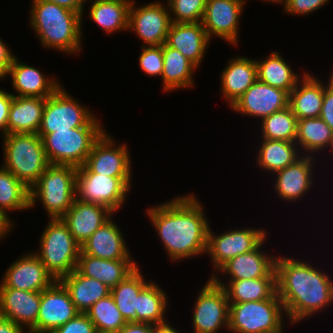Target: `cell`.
Returning <instances> with one entry per match:
<instances>
[{
    "label": "cell",
    "instance_id": "50",
    "mask_svg": "<svg viewBox=\"0 0 333 333\" xmlns=\"http://www.w3.org/2000/svg\"><path fill=\"white\" fill-rule=\"evenodd\" d=\"M46 1L55 3L69 10L76 11L81 15L86 13L84 8L86 4L84 3L83 0H46Z\"/></svg>",
    "mask_w": 333,
    "mask_h": 333
},
{
    "label": "cell",
    "instance_id": "48",
    "mask_svg": "<svg viewBox=\"0 0 333 333\" xmlns=\"http://www.w3.org/2000/svg\"><path fill=\"white\" fill-rule=\"evenodd\" d=\"M0 37V81L7 78L10 66L16 57L9 46ZM4 79V80H3Z\"/></svg>",
    "mask_w": 333,
    "mask_h": 333
},
{
    "label": "cell",
    "instance_id": "53",
    "mask_svg": "<svg viewBox=\"0 0 333 333\" xmlns=\"http://www.w3.org/2000/svg\"><path fill=\"white\" fill-rule=\"evenodd\" d=\"M13 228L14 227L0 215V241L3 239L5 240Z\"/></svg>",
    "mask_w": 333,
    "mask_h": 333
},
{
    "label": "cell",
    "instance_id": "41",
    "mask_svg": "<svg viewBox=\"0 0 333 333\" xmlns=\"http://www.w3.org/2000/svg\"><path fill=\"white\" fill-rule=\"evenodd\" d=\"M98 333H117L126 325L111 294L98 300L85 313Z\"/></svg>",
    "mask_w": 333,
    "mask_h": 333
},
{
    "label": "cell",
    "instance_id": "45",
    "mask_svg": "<svg viewBox=\"0 0 333 333\" xmlns=\"http://www.w3.org/2000/svg\"><path fill=\"white\" fill-rule=\"evenodd\" d=\"M52 333H98L93 322L85 313H79L66 324L55 329Z\"/></svg>",
    "mask_w": 333,
    "mask_h": 333
},
{
    "label": "cell",
    "instance_id": "51",
    "mask_svg": "<svg viewBox=\"0 0 333 333\" xmlns=\"http://www.w3.org/2000/svg\"><path fill=\"white\" fill-rule=\"evenodd\" d=\"M0 333H29L10 319L0 316Z\"/></svg>",
    "mask_w": 333,
    "mask_h": 333
},
{
    "label": "cell",
    "instance_id": "3",
    "mask_svg": "<svg viewBox=\"0 0 333 333\" xmlns=\"http://www.w3.org/2000/svg\"><path fill=\"white\" fill-rule=\"evenodd\" d=\"M28 13L30 29L36 33L42 47L65 55L83 50L82 19L85 15L46 0H32Z\"/></svg>",
    "mask_w": 333,
    "mask_h": 333
},
{
    "label": "cell",
    "instance_id": "19",
    "mask_svg": "<svg viewBox=\"0 0 333 333\" xmlns=\"http://www.w3.org/2000/svg\"><path fill=\"white\" fill-rule=\"evenodd\" d=\"M317 157L302 155L293 164L274 173V192L277 197L291 203L302 200L314 185V166ZM316 159V160H315ZM276 175V176H275Z\"/></svg>",
    "mask_w": 333,
    "mask_h": 333
},
{
    "label": "cell",
    "instance_id": "47",
    "mask_svg": "<svg viewBox=\"0 0 333 333\" xmlns=\"http://www.w3.org/2000/svg\"><path fill=\"white\" fill-rule=\"evenodd\" d=\"M12 99V93L0 88V131L2 136L7 134V123Z\"/></svg>",
    "mask_w": 333,
    "mask_h": 333
},
{
    "label": "cell",
    "instance_id": "12",
    "mask_svg": "<svg viewBox=\"0 0 333 333\" xmlns=\"http://www.w3.org/2000/svg\"><path fill=\"white\" fill-rule=\"evenodd\" d=\"M268 235L264 227L256 229L254 226L243 229L232 227L217 235L209 226L206 254L215 270L210 278L230 259L254 250Z\"/></svg>",
    "mask_w": 333,
    "mask_h": 333
},
{
    "label": "cell",
    "instance_id": "39",
    "mask_svg": "<svg viewBox=\"0 0 333 333\" xmlns=\"http://www.w3.org/2000/svg\"><path fill=\"white\" fill-rule=\"evenodd\" d=\"M150 281L137 267L123 281L111 288V295L126 322H136L137 296Z\"/></svg>",
    "mask_w": 333,
    "mask_h": 333
},
{
    "label": "cell",
    "instance_id": "54",
    "mask_svg": "<svg viewBox=\"0 0 333 333\" xmlns=\"http://www.w3.org/2000/svg\"><path fill=\"white\" fill-rule=\"evenodd\" d=\"M261 1H263V3H264V2H266V3L269 2V3H271V4H272V3H273V4H275V3H276V4H282L285 0H261Z\"/></svg>",
    "mask_w": 333,
    "mask_h": 333
},
{
    "label": "cell",
    "instance_id": "35",
    "mask_svg": "<svg viewBox=\"0 0 333 333\" xmlns=\"http://www.w3.org/2000/svg\"><path fill=\"white\" fill-rule=\"evenodd\" d=\"M88 16L106 34L128 32L129 10L132 0H93Z\"/></svg>",
    "mask_w": 333,
    "mask_h": 333
},
{
    "label": "cell",
    "instance_id": "15",
    "mask_svg": "<svg viewBox=\"0 0 333 333\" xmlns=\"http://www.w3.org/2000/svg\"><path fill=\"white\" fill-rule=\"evenodd\" d=\"M104 132L93 144L85 166L92 172L110 177H133L132 160L127 143L117 145L116 139Z\"/></svg>",
    "mask_w": 333,
    "mask_h": 333
},
{
    "label": "cell",
    "instance_id": "26",
    "mask_svg": "<svg viewBox=\"0 0 333 333\" xmlns=\"http://www.w3.org/2000/svg\"><path fill=\"white\" fill-rule=\"evenodd\" d=\"M227 62L220 73V93L230 107L257 80V66L255 59L241 55Z\"/></svg>",
    "mask_w": 333,
    "mask_h": 333
},
{
    "label": "cell",
    "instance_id": "34",
    "mask_svg": "<svg viewBox=\"0 0 333 333\" xmlns=\"http://www.w3.org/2000/svg\"><path fill=\"white\" fill-rule=\"evenodd\" d=\"M59 281L68 290L72 302L80 313H86L93 304L111 293L107 285L80 274L76 269Z\"/></svg>",
    "mask_w": 333,
    "mask_h": 333
},
{
    "label": "cell",
    "instance_id": "31",
    "mask_svg": "<svg viewBox=\"0 0 333 333\" xmlns=\"http://www.w3.org/2000/svg\"><path fill=\"white\" fill-rule=\"evenodd\" d=\"M220 274L211 278L220 286H223L229 303H244L249 301H261L270 299L276 292V277H262L257 279L221 280Z\"/></svg>",
    "mask_w": 333,
    "mask_h": 333
},
{
    "label": "cell",
    "instance_id": "46",
    "mask_svg": "<svg viewBox=\"0 0 333 333\" xmlns=\"http://www.w3.org/2000/svg\"><path fill=\"white\" fill-rule=\"evenodd\" d=\"M329 80L324 83V98L320 112V118L331 128L333 132V69Z\"/></svg>",
    "mask_w": 333,
    "mask_h": 333
},
{
    "label": "cell",
    "instance_id": "40",
    "mask_svg": "<svg viewBox=\"0 0 333 333\" xmlns=\"http://www.w3.org/2000/svg\"><path fill=\"white\" fill-rule=\"evenodd\" d=\"M297 117L289 106L264 117L261 122V138L295 142L297 135Z\"/></svg>",
    "mask_w": 333,
    "mask_h": 333
},
{
    "label": "cell",
    "instance_id": "30",
    "mask_svg": "<svg viewBox=\"0 0 333 333\" xmlns=\"http://www.w3.org/2000/svg\"><path fill=\"white\" fill-rule=\"evenodd\" d=\"M46 98L13 96L9 109L7 134L38 133Z\"/></svg>",
    "mask_w": 333,
    "mask_h": 333
},
{
    "label": "cell",
    "instance_id": "27",
    "mask_svg": "<svg viewBox=\"0 0 333 333\" xmlns=\"http://www.w3.org/2000/svg\"><path fill=\"white\" fill-rule=\"evenodd\" d=\"M138 266L134 259H100L81 251L76 270L84 276L97 279L111 289L123 281Z\"/></svg>",
    "mask_w": 333,
    "mask_h": 333
},
{
    "label": "cell",
    "instance_id": "1",
    "mask_svg": "<svg viewBox=\"0 0 333 333\" xmlns=\"http://www.w3.org/2000/svg\"><path fill=\"white\" fill-rule=\"evenodd\" d=\"M197 197L194 193L180 194L146 210L171 262L206 254L210 222Z\"/></svg>",
    "mask_w": 333,
    "mask_h": 333
},
{
    "label": "cell",
    "instance_id": "6",
    "mask_svg": "<svg viewBox=\"0 0 333 333\" xmlns=\"http://www.w3.org/2000/svg\"><path fill=\"white\" fill-rule=\"evenodd\" d=\"M77 168L50 165L30 189V209L41 203L48 219L61 218L76 198Z\"/></svg>",
    "mask_w": 333,
    "mask_h": 333
},
{
    "label": "cell",
    "instance_id": "52",
    "mask_svg": "<svg viewBox=\"0 0 333 333\" xmlns=\"http://www.w3.org/2000/svg\"><path fill=\"white\" fill-rule=\"evenodd\" d=\"M152 333H181L177 328L171 325V323L167 320L163 323L153 324Z\"/></svg>",
    "mask_w": 333,
    "mask_h": 333
},
{
    "label": "cell",
    "instance_id": "55",
    "mask_svg": "<svg viewBox=\"0 0 333 333\" xmlns=\"http://www.w3.org/2000/svg\"><path fill=\"white\" fill-rule=\"evenodd\" d=\"M83 1H84L85 4H87L88 0H83ZM90 1H93V0H89L88 2H90Z\"/></svg>",
    "mask_w": 333,
    "mask_h": 333
},
{
    "label": "cell",
    "instance_id": "44",
    "mask_svg": "<svg viewBox=\"0 0 333 333\" xmlns=\"http://www.w3.org/2000/svg\"><path fill=\"white\" fill-rule=\"evenodd\" d=\"M330 0H285L283 8L284 14L290 15H299V16H308L311 15L314 11L322 9L324 5H327Z\"/></svg>",
    "mask_w": 333,
    "mask_h": 333
},
{
    "label": "cell",
    "instance_id": "2",
    "mask_svg": "<svg viewBox=\"0 0 333 333\" xmlns=\"http://www.w3.org/2000/svg\"><path fill=\"white\" fill-rule=\"evenodd\" d=\"M275 269L277 294L289 324L295 326L333 306V278L319 265L289 255H278Z\"/></svg>",
    "mask_w": 333,
    "mask_h": 333
},
{
    "label": "cell",
    "instance_id": "43",
    "mask_svg": "<svg viewBox=\"0 0 333 333\" xmlns=\"http://www.w3.org/2000/svg\"><path fill=\"white\" fill-rule=\"evenodd\" d=\"M138 61L140 69L149 77H161L163 72V45L141 46Z\"/></svg>",
    "mask_w": 333,
    "mask_h": 333
},
{
    "label": "cell",
    "instance_id": "13",
    "mask_svg": "<svg viewBox=\"0 0 333 333\" xmlns=\"http://www.w3.org/2000/svg\"><path fill=\"white\" fill-rule=\"evenodd\" d=\"M132 0L129 10L128 30L143 43L141 46H159L166 43L171 25L168 4L152 1L141 6Z\"/></svg>",
    "mask_w": 333,
    "mask_h": 333
},
{
    "label": "cell",
    "instance_id": "33",
    "mask_svg": "<svg viewBox=\"0 0 333 333\" xmlns=\"http://www.w3.org/2000/svg\"><path fill=\"white\" fill-rule=\"evenodd\" d=\"M295 142L303 155L316 157L319 153L322 154L324 149L328 152L327 150L331 148L333 157V132L320 117L297 120Z\"/></svg>",
    "mask_w": 333,
    "mask_h": 333
},
{
    "label": "cell",
    "instance_id": "37",
    "mask_svg": "<svg viewBox=\"0 0 333 333\" xmlns=\"http://www.w3.org/2000/svg\"><path fill=\"white\" fill-rule=\"evenodd\" d=\"M29 193L30 189L18 178L3 166L0 167V215L12 226L15 223L9 212L30 210Z\"/></svg>",
    "mask_w": 333,
    "mask_h": 333
},
{
    "label": "cell",
    "instance_id": "16",
    "mask_svg": "<svg viewBox=\"0 0 333 333\" xmlns=\"http://www.w3.org/2000/svg\"><path fill=\"white\" fill-rule=\"evenodd\" d=\"M79 313L68 290L59 280H56L41 292L37 322L28 332L52 333Z\"/></svg>",
    "mask_w": 333,
    "mask_h": 333
},
{
    "label": "cell",
    "instance_id": "22",
    "mask_svg": "<svg viewBox=\"0 0 333 333\" xmlns=\"http://www.w3.org/2000/svg\"><path fill=\"white\" fill-rule=\"evenodd\" d=\"M210 43L202 22H172L166 40L169 47L178 50L197 68L201 66Z\"/></svg>",
    "mask_w": 333,
    "mask_h": 333
},
{
    "label": "cell",
    "instance_id": "4",
    "mask_svg": "<svg viewBox=\"0 0 333 333\" xmlns=\"http://www.w3.org/2000/svg\"><path fill=\"white\" fill-rule=\"evenodd\" d=\"M1 138L2 166L31 189L50 166L42 138L36 133H11Z\"/></svg>",
    "mask_w": 333,
    "mask_h": 333
},
{
    "label": "cell",
    "instance_id": "49",
    "mask_svg": "<svg viewBox=\"0 0 333 333\" xmlns=\"http://www.w3.org/2000/svg\"><path fill=\"white\" fill-rule=\"evenodd\" d=\"M153 324L141 322H127L117 333H152Z\"/></svg>",
    "mask_w": 333,
    "mask_h": 333
},
{
    "label": "cell",
    "instance_id": "23",
    "mask_svg": "<svg viewBox=\"0 0 333 333\" xmlns=\"http://www.w3.org/2000/svg\"><path fill=\"white\" fill-rule=\"evenodd\" d=\"M114 214L106 207L74 199L61 217L80 246Z\"/></svg>",
    "mask_w": 333,
    "mask_h": 333
},
{
    "label": "cell",
    "instance_id": "21",
    "mask_svg": "<svg viewBox=\"0 0 333 333\" xmlns=\"http://www.w3.org/2000/svg\"><path fill=\"white\" fill-rule=\"evenodd\" d=\"M20 61L17 56L14 58L7 75L15 92L13 96L47 98L62 85L57 78Z\"/></svg>",
    "mask_w": 333,
    "mask_h": 333
},
{
    "label": "cell",
    "instance_id": "29",
    "mask_svg": "<svg viewBox=\"0 0 333 333\" xmlns=\"http://www.w3.org/2000/svg\"><path fill=\"white\" fill-rule=\"evenodd\" d=\"M197 67L178 50L163 44V92L178 91L195 87L194 72Z\"/></svg>",
    "mask_w": 333,
    "mask_h": 333
},
{
    "label": "cell",
    "instance_id": "42",
    "mask_svg": "<svg viewBox=\"0 0 333 333\" xmlns=\"http://www.w3.org/2000/svg\"><path fill=\"white\" fill-rule=\"evenodd\" d=\"M171 22H202L207 0H166Z\"/></svg>",
    "mask_w": 333,
    "mask_h": 333
},
{
    "label": "cell",
    "instance_id": "28",
    "mask_svg": "<svg viewBox=\"0 0 333 333\" xmlns=\"http://www.w3.org/2000/svg\"><path fill=\"white\" fill-rule=\"evenodd\" d=\"M324 98V81L309 72L297 82L289 93L288 106L298 120L318 118Z\"/></svg>",
    "mask_w": 333,
    "mask_h": 333
},
{
    "label": "cell",
    "instance_id": "18",
    "mask_svg": "<svg viewBox=\"0 0 333 333\" xmlns=\"http://www.w3.org/2000/svg\"><path fill=\"white\" fill-rule=\"evenodd\" d=\"M55 281L42 261L31 250L8 266L0 280V288L42 292Z\"/></svg>",
    "mask_w": 333,
    "mask_h": 333
},
{
    "label": "cell",
    "instance_id": "17",
    "mask_svg": "<svg viewBox=\"0 0 333 333\" xmlns=\"http://www.w3.org/2000/svg\"><path fill=\"white\" fill-rule=\"evenodd\" d=\"M289 94L258 79L229 107L242 116L258 118L270 116L288 106Z\"/></svg>",
    "mask_w": 333,
    "mask_h": 333
},
{
    "label": "cell",
    "instance_id": "25",
    "mask_svg": "<svg viewBox=\"0 0 333 333\" xmlns=\"http://www.w3.org/2000/svg\"><path fill=\"white\" fill-rule=\"evenodd\" d=\"M113 219L106 221L81 245L84 254L108 260L133 259L124 234Z\"/></svg>",
    "mask_w": 333,
    "mask_h": 333
},
{
    "label": "cell",
    "instance_id": "8",
    "mask_svg": "<svg viewBox=\"0 0 333 333\" xmlns=\"http://www.w3.org/2000/svg\"><path fill=\"white\" fill-rule=\"evenodd\" d=\"M286 318L277 292L261 301L229 303V333H284Z\"/></svg>",
    "mask_w": 333,
    "mask_h": 333
},
{
    "label": "cell",
    "instance_id": "7",
    "mask_svg": "<svg viewBox=\"0 0 333 333\" xmlns=\"http://www.w3.org/2000/svg\"><path fill=\"white\" fill-rule=\"evenodd\" d=\"M49 220L39 238V249L33 252L53 278L60 280L76 269L81 246L61 218Z\"/></svg>",
    "mask_w": 333,
    "mask_h": 333
},
{
    "label": "cell",
    "instance_id": "5",
    "mask_svg": "<svg viewBox=\"0 0 333 333\" xmlns=\"http://www.w3.org/2000/svg\"><path fill=\"white\" fill-rule=\"evenodd\" d=\"M104 128L95 114L83 127L45 134L42 141L50 165H84L93 144L107 131Z\"/></svg>",
    "mask_w": 333,
    "mask_h": 333
},
{
    "label": "cell",
    "instance_id": "24",
    "mask_svg": "<svg viewBox=\"0 0 333 333\" xmlns=\"http://www.w3.org/2000/svg\"><path fill=\"white\" fill-rule=\"evenodd\" d=\"M41 292L0 288V316L29 331L37 322Z\"/></svg>",
    "mask_w": 333,
    "mask_h": 333
},
{
    "label": "cell",
    "instance_id": "14",
    "mask_svg": "<svg viewBox=\"0 0 333 333\" xmlns=\"http://www.w3.org/2000/svg\"><path fill=\"white\" fill-rule=\"evenodd\" d=\"M245 4L246 0H207L202 25L209 39L216 36L238 46L239 23Z\"/></svg>",
    "mask_w": 333,
    "mask_h": 333
},
{
    "label": "cell",
    "instance_id": "32",
    "mask_svg": "<svg viewBox=\"0 0 333 333\" xmlns=\"http://www.w3.org/2000/svg\"><path fill=\"white\" fill-rule=\"evenodd\" d=\"M279 51H272L263 60L256 59L257 79L272 87L282 89L288 94L296 87L297 82L304 76L292 69Z\"/></svg>",
    "mask_w": 333,
    "mask_h": 333
},
{
    "label": "cell",
    "instance_id": "36",
    "mask_svg": "<svg viewBox=\"0 0 333 333\" xmlns=\"http://www.w3.org/2000/svg\"><path fill=\"white\" fill-rule=\"evenodd\" d=\"M260 148H257V157H255L256 166L259 170L273 174L286 168L298 160L302 154L296 142L283 140L261 139Z\"/></svg>",
    "mask_w": 333,
    "mask_h": 333
},
{
    "label": "cell",
    "instance_id": "9",
    "mask_svg": "<svg viewBox=\"0 0 333 333\" xmlns=\"http://www.w3.org/2000/svg\"><path fill=\"white\" fill-rule=\"evenodd\" d=\"M134 177H110L92 173L85 165L77 168L76 198L108 208L113 214L125 205Z\"/></svg>",
    "mask_w": 333,
    "mask_h": 333
},
{
    "label": "cell",
    "instance_id": "20",
    "mask_svg": "<svg viewBox=\"0 0 333 333\" xmlns=\"http://www.w3.org/2000/svg\"><path fill=\"white\" fill-rule=\"evenodd\" d=\"M266 237L254 250L230 259L216 274H225L228 280L257 279L262 277H276L275 259L263 250ZM269 254V255H268ZM227 273V274H226ZM227 275V276H226Z\"/></svg>",
    "mask_w": 333,
    "mask_h": 333
},
{
    "label": "cell",
    "instance_id": "11",
    "mask_svg": "<svg viewBox=\"0 0 333 333\" xmlns=\"http://www.w3.org/2000/svg\"><path fill=\"white\" fill-rule=\"evenodd\" d=\"M192 308L193 333H219L229 326V301L223 286L208 277Z\"/></svg>",
    "mask_w": 333,
    "mask_h": 333
},
{
    "label": "cell",
    "instance_id": "10",
    "mask_svg": "<svg viewBox=\"0 0 333 333\" xmlns=\"http://www.w3.org/2000/svg\"><path fill=\"white\" fill-rule=\"evenodd\" d=\"M61 85L50 97L46 98L38 135L56 130H70L85 126L95 115L86 105H82Z\"/></svg>",
    "mask_w": 333,
    "mask_h": 333
},
{
    "label": "cell",
    "instance_id": "38",
    "mask_svg": "<svg viewBox=\"0 0 333 333\" xmlns=\"http://www.w3.org/2000/svg\"><path fill=\"white\" fill-rule=\"evenodd\" d=\"M154 280L139 292L137 296L136 322L158 324L166 322L168 297Z\"/></svg>",
    "mask_w": 333,
    "mask_h": 333
}]
</instances>
